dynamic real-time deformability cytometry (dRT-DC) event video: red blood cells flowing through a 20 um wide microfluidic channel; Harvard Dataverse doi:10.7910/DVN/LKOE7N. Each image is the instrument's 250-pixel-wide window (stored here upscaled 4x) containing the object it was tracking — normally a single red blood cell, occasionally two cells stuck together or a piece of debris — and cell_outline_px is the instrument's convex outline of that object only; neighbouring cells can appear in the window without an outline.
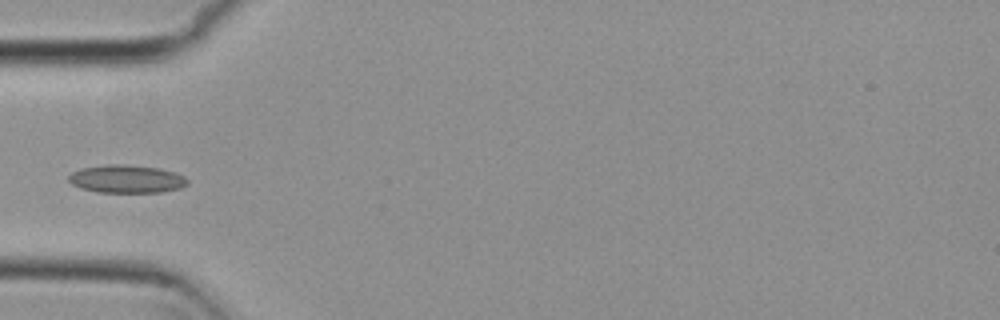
{"species": "common noctule bat (a hibernating species)", "species_latin": "Nyctalus noctula", "temperature_condition": "cold", "stored_images_in_passage": 3, "camera_frame_rate_fps": 3000, "um_per_image_px": 0.085, "animal": {"sex": "female", "body_mass_g": 29.2, "forearm_length_mm": 56.3}, "frame": {"image": 1, "passage_image": 3, "time_ms": 0.667, "image_size_px": [1000, 320], "cell_outline_px": [[188, 184], [180, 188], [160, 192], [96, 192], [80, 188], [72, 184], [68, 180], [68, 176], [72, 172], [80, 168], [108, 164], [124, 164], [160, 168], [176, 172], [184, 176], [188, 180]], "centroid_in_image_um": [10.75, 15.2], "position_along_channel_um": 74.2, "area_um2": 19.54}}